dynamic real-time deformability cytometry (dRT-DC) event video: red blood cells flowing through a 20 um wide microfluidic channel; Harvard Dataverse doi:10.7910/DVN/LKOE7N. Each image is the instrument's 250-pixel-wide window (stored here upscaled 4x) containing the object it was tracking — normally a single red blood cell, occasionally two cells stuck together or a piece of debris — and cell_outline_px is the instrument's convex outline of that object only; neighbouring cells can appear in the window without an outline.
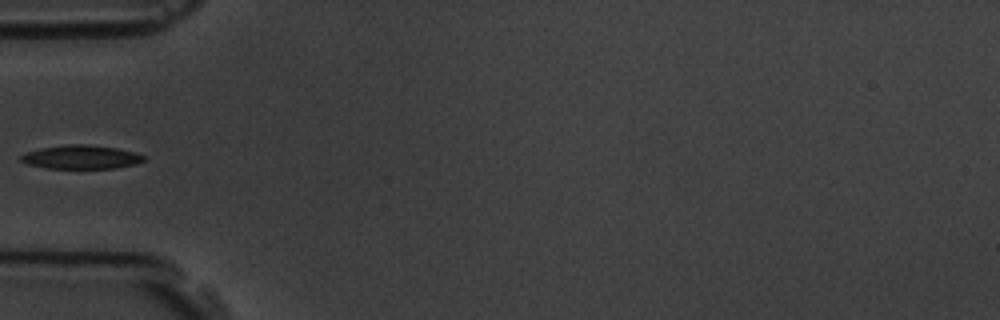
{"species": "common noctule bat (a hibernating species)", "species_latin": "Nyctalus noctula", "temperature_condition": "room temperature", "stored_images_in_passage": 6, "camera_frame_rate_fps": 3000, "um_per_image_px": 0.085, "animal": {"sex": "male", "body_mass_g": 19.5, "forearm_length_mm": 54.6}, "frame": {"image": 1, "passage_image": 5, "time_ms": 5.333, "image_size_px": [1000, 320], "cell_outline_px": [[144, 160], [136, 164], [116, 168], [44, 168], [28, 164], [20, 160], [20, 156], [24, 152], [40, 148], [68, 144], [84, 144], [116, 148], [136, 152], [144, 156]], "centroid_in_image_um": [6.87, 13.35], "position_along_channel_um": 78.1, "area_um2": 16.99}}
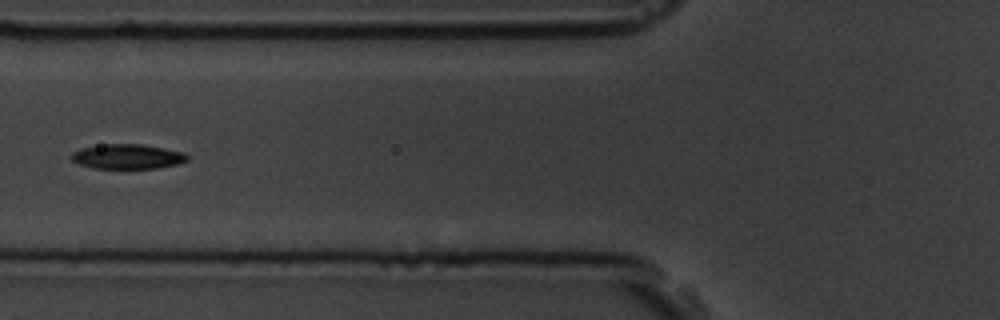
{"frame": {"image": 2, "passage_image": 6, "time_ms": 6.333, "image_size_px": [1000, 320], "cell_outline_px": [[188, 160], [176, 164], [160, 168], [92, 168], [80, 164], [72, 160], [72, 152], [80, 148], [108, 144], [140, 144], [164, 148], [184, 152], [188, 156]], "centroid_in_image_um": [10.85, 13.31], "position_along_channel_um": 114.9, "area_um2": 16.59}}